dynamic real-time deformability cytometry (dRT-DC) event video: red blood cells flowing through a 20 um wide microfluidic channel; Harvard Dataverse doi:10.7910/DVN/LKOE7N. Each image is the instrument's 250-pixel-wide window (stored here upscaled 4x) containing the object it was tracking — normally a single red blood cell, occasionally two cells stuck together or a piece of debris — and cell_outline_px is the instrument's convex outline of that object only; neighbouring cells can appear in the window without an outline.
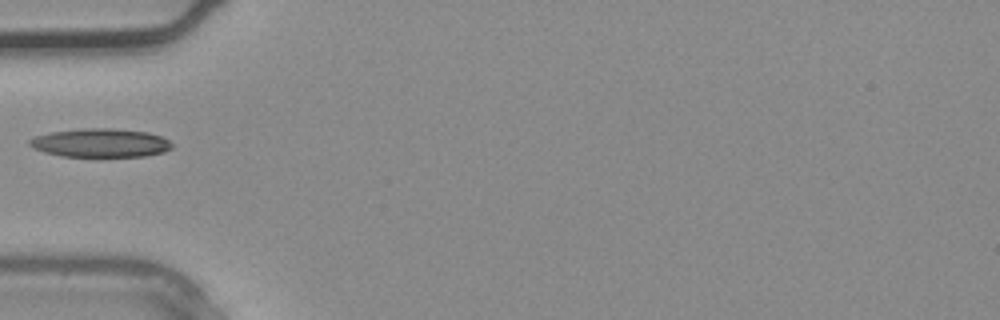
{"species": "common noctule bat (a hibernating species)", "species_latin": "Nyctalus noctula", "temperature_condition": "warm", "stored_images_in_passage": 4, "camera_frame_rate_fps": 3000, "um_per_image_px": 0.085, "animal": {"sex": "male", "body_mass_g": 20.4}, "frame": {"image": 1, "passage_image": 4, "time_ms": 1.0, "image_size_px": [1000, 320], "cell_outline_px": [[172, 148], [164, 152], [144, 156], [100, 160], [60, 156], [44, 152], [28, 144], [28, 140], [32, 136], [52, 132], [84, 128], [112, 128], [148, 132], [160, 136], [168, 140], [172, 144]], "centroid_in_image_um": [8.53, 12.2], "position_along_channel_um": 76.5, "area_um2": 24.91}}